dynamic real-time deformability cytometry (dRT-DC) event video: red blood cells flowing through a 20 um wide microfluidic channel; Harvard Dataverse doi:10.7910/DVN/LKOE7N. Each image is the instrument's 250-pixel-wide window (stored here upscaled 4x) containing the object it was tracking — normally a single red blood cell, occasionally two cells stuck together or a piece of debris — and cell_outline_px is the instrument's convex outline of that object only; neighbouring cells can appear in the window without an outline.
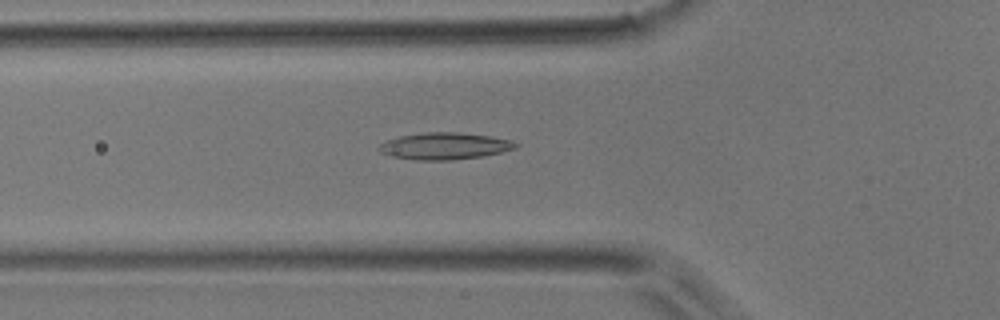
{"species": "common noctule bat (a hibernating species)", "species_latin": "Nyctalus noctula", "temperature_condition": "room temperature", "stored_images_in_passage": 49, "camera_frame_rate_fps": 3000, "um_per_image_px": 0.085, "animal": {"sex": "male", "body_mass_g": 17.9}, "frame": {"image": 1, "passage_image": 16, "time_ms": 5.0, "image_size_px": [1000, 320], "cell_outline_px": [[520, 144], [516, 148], [484, 156], [452, 160], [416, 160], [392, 156], [380, 152], [376, 148], [380, 144], [388, 140], [400, 136], [424, 132], [460, 132], [492, 136], [512, 140]], "centroid_in_image_um": [37.82, 12.41], "position_along_channel_um": 88.0, "area_um2": 21.5}}
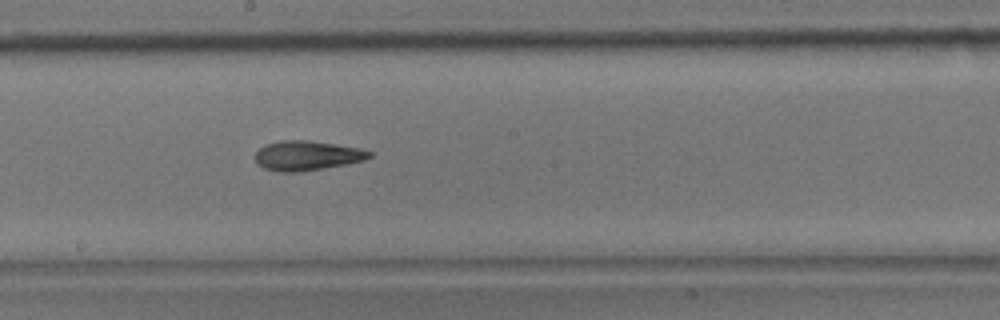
{"frame": {"image": 2, "passage_image": 26, "time_ms": 8.333, "image_size_px": [1000, 320], "cell_outline_px": [[372, 156], [364, 160], [344, 164], [296, 172], [280, 172], [264, 168], [256, 164], [256, 152], [264, 144], [280, 140], [308, 140], [360, 148], [372, 152]], "centroid_in_image_um": [26.06, 13.21], "position_along_channel_um": 222.1, "area_um2": 19.54}}
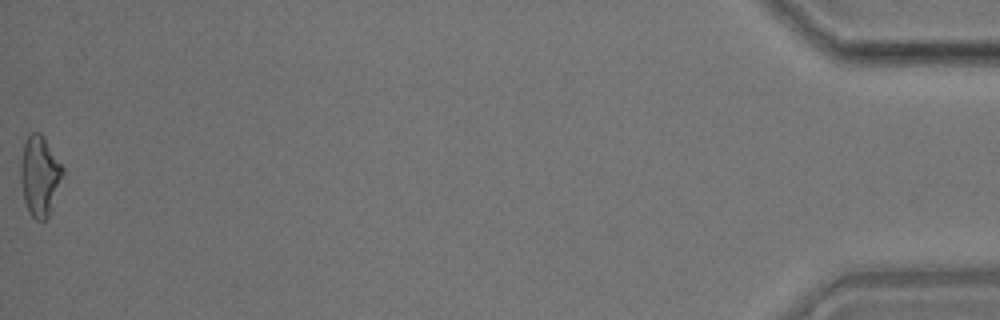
{"frame": {"image": 3, "passage_image": 49, "time_ms": 16.0, "image_size_px": [1000, 320], "cell_outline_px": [[64, 172], [48, 216], [44, 220], [36, 220], [32, 216], [24, 200], [20, 180], [20, 160], [24, 144], [28, 136], [32, 132], [40, 132], [44, 136], [64, 168]], "centroid_in_image_um": [3.37, 14.9], "position_along_channel_um": 431.8, "area_um2": 19.48}}